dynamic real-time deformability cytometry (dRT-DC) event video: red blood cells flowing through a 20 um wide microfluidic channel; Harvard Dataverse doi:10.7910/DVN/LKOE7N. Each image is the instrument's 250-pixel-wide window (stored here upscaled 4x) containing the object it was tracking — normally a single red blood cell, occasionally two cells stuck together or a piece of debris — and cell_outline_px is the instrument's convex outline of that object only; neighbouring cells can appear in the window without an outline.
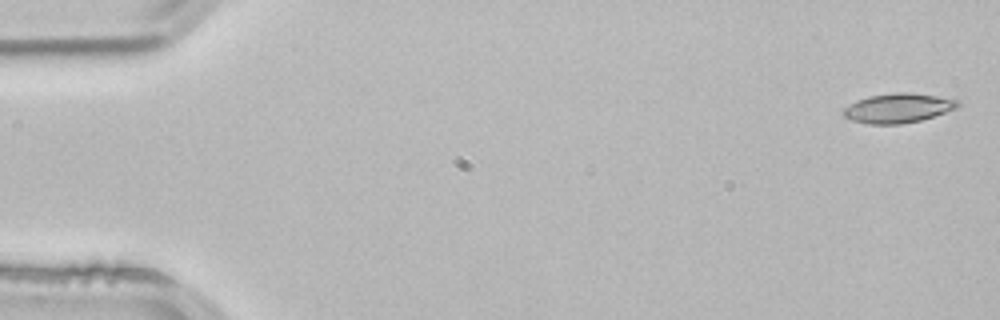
{"species": "common noctule bat (a hibernating species)", "species_latin": "Nyctalus noctula", "temperature_condition": "room temperature", "stored_images_in_passage": 3, "camera_frame_rate_fps": 3000, "um_per_image_px": 0.085, "animal": {"sex": "male", "body_mass_g": 21.5, "forearm_length_mm": 52.0}, "frame": {"image": 1, "passage_image": 1, "time_ms": 0.0, "image_size_px": [1000, 320], "cell_outline_px": [[960, 104], [956, 108], [920, 120], [900, 124], [868, 124], [852, 120], [844, 116], [844, 108], [856, 100], [868, 96], [896, 92], [908, 92], [936, 96], [960, 100]], "centroid_in_image_um": [76.32, 9.18], "position_along_channel_um": 8.7, "area_um2": 19.42}}